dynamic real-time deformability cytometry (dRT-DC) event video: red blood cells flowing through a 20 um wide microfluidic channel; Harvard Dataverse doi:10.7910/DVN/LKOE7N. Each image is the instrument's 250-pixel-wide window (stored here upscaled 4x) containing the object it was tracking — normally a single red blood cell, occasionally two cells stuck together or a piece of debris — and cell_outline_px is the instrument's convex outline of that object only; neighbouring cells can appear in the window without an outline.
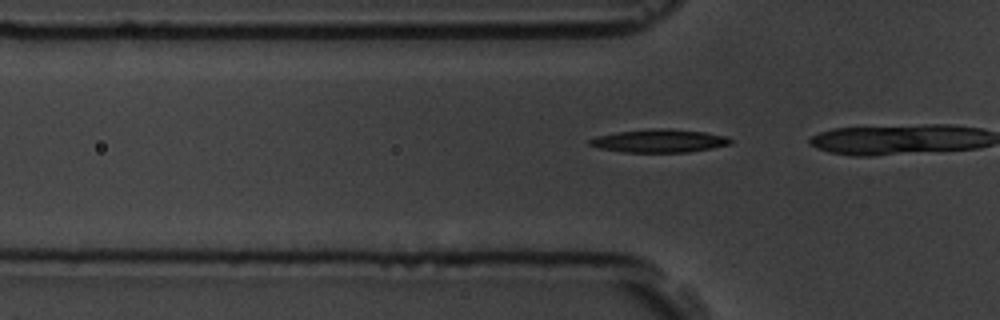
{"species": "common noctule bat (a hibernating species)", "species_latin": "Nyctalus noctula", "temperature_condition": "room temperature", "stored_images_in_passage": 5, "camera_frame_rate_fps": 3000, "um_per_image_px": 0.085, "animal": {"sex": "male", "body_mass_g": 19.5, "forearm_length_mm": 54.6}, "frame": {"image": 1, "passage_image": 2, "time_ms": 0.333, "image_size_px": [1000, 320], "cell_outline_px": [[732, 144], [712, 148], [688, 152], [624, 152], [600, 148], [588, 144], [588, 140], [596, 136], [616, 132], [652, 128], [668, 128], [704, 132], [728, 136], [732, 140]], "centroid_in_image_um": [56.06, 11.96], "position_along_channel_um": 69.7, "area_um2": 19.07}}